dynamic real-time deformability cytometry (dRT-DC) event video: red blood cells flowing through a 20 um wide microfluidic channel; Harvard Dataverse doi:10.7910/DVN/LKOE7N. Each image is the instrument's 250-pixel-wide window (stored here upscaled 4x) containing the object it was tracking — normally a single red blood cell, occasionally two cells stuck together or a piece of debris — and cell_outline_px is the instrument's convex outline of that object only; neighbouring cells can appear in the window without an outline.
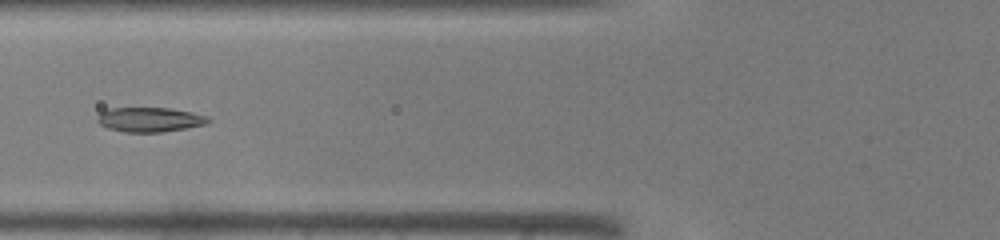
{"species": "common noctule bat (a hibernating species)", "species_latin": "Nyctalus noctula", "temperature_condition": "warm", "stored_images_in_passage": 31, "camera_frame_rate_fps": 3000, "um_per_image_px": 0.085, "animal": {"sex": "male", "body_mass_g": 19.0, "forearm_length_mm": 50.8}, "frame": {"image": 1, "passage_image": 5, "time_ms": 1.333, "image_size_px": [1000, 240], "cell_outline_px": [[212, 120], [208, 124], [164, 132], [124, 132], [108, 128], [100, 124], [96, 120], [100, 112], [108, 108], [172, 108], [192, 112], [208, 116]], "centroid_in_image_um": [12.76, 10.16], "position_along_channel_um": 113.0, "area_um2": 16.07}}
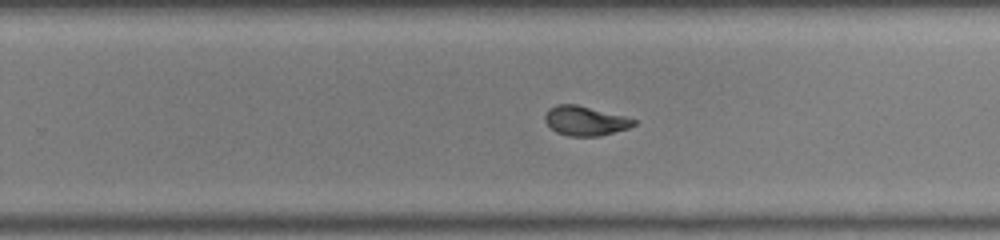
{"frame": {"image": 2, "passage_image": 16, "time_ms": 5.0, "image_size_px": [1000, 240], "cell_outline_px": [[636, 124], [628, 128], [600, 136], [568, 136], [556, 132], [544, 120], [544, 116], [548, 108], [556, 104], [576, 104], [624, 116], [636, 120]], "centroid_in_image_um": [49.71, 10.26], "position_along_channel_um": 280.1, "area_um2": 15.2}}
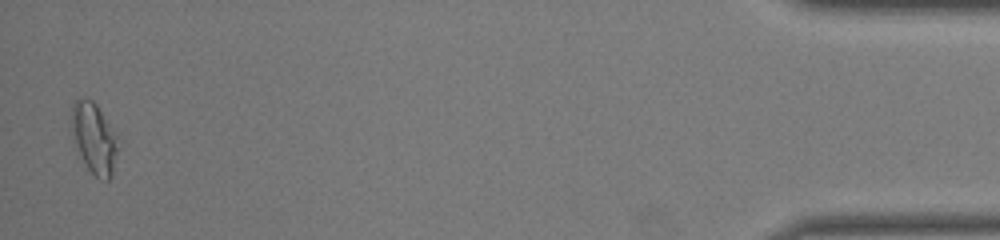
{"frame": {"image": 3, "passage_image": 31, "time_ms": 10.0, "image_size_px": [1000, 240], "cell_outline_px": [[116, 152], [112, 176], [108, 180], [100, 180], [88, 168], [80, 152], [72, 132], [72, 104], [76, 100], [84, 96], [92, 100], [96, 104], [116, 132]], "centroid_in_image_um": [8.01, 11.7], "position_along_channel_um": 427.2, "area_um2": 18.55}}